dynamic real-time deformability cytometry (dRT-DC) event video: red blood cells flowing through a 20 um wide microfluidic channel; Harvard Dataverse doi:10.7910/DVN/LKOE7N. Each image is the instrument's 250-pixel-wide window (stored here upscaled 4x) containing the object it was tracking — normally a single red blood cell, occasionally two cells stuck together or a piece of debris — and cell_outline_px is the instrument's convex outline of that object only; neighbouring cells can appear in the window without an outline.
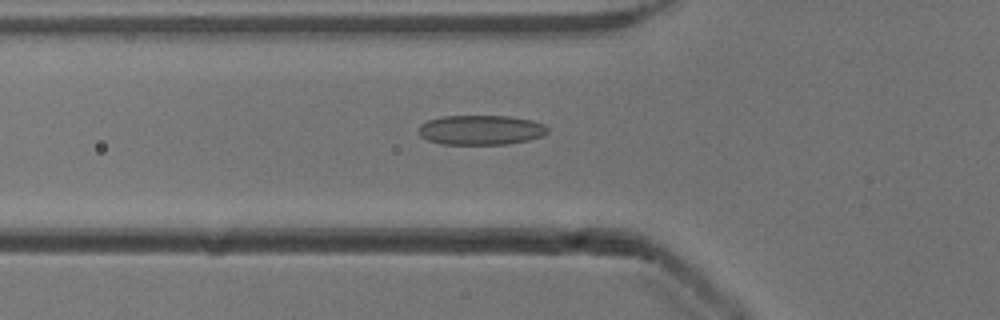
{"species": "common noctule bat (a hibernating species)", "species_latin": "Nyctalus noctula", "temperature_condition": "cold", "stored_images_in_passage": 32, "camera_frame_rate_fps": 3000, "um_per_image_px": 0.085, "animal": {"sex": "male", "body_mass_g": 13.3}, "frame": {"image": 1, "passage_image": 4, "time_ms": 1.0, "image_size_px": [1000, 320], "cell_outline_px": [[548, 132], [544, 136], [528, 140], [508, 144], [440, 144], [428, 140], [420, 136], [420, 124], [428, 120], [444, 116], [508, 116], [532, 120], [544, 124], [548, 128]], "centroid_in_image_um": [40.9, 11.05], "position_along_channel_um": 84.9, "area_um2": 22.37}}
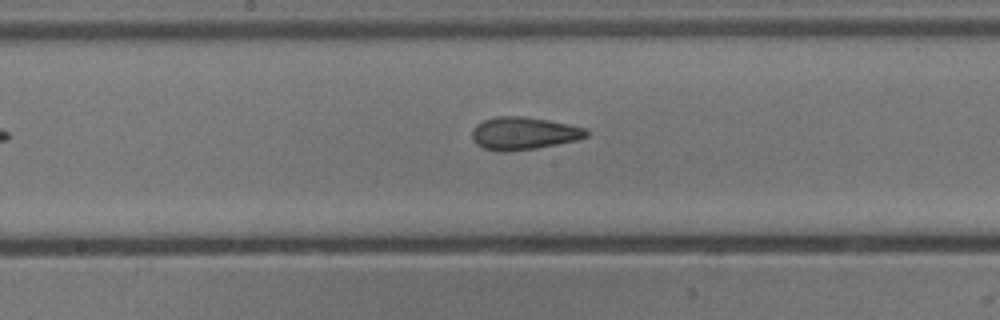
{"frame": {"image": 2, "passage_image": 13, "time_ms": 4.0, "image_size_px": [1000, 320], "cell_outline_px": [[588, 136], [576, 140], [536, 148], [504, 152], [500, 152], [484, 148], [476, 144], [472, 140], [472, 128], [476, 124], [484, 120], [496, 116], [524, 116], [548, 120], [568, 124], [584, 128], [588, 132]], "centroid_in_image_um": [44.46, 11.33], "position_along_channel_um": 203.7, "area_um2": 21.73}}
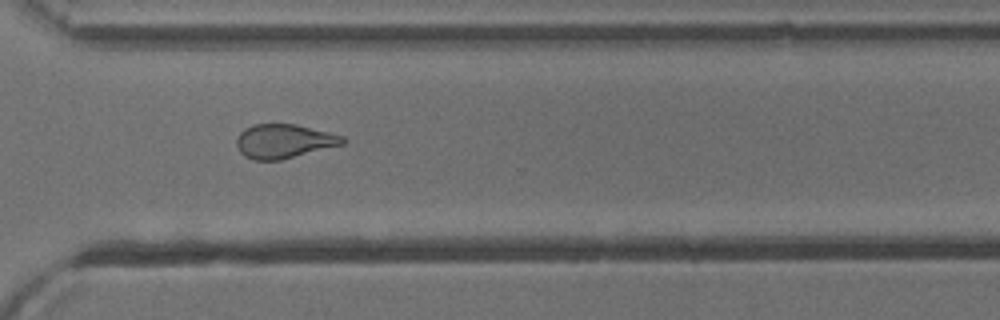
{"frame": {"image": 3, "passage_image": 24, "time_ms": 7.667, "image_size_px": [1000, 320], "cell_outline_px": [[348, 140], [344, 144], [280, 160], [256, 160], [244, 156], [240, 152], [236, 144], [236, 140], [240, 132], [244, 128], [252, 124], [296, 124], [344, 136]], "centroid_in_image_um": [24.13, 11.99], "position_along_channel_um": 346.5, "area_um2": 21.1}, "authors_computed_cell_mechanics": {"area_um2": 21.5305, "velocity_mm_per_s": 3.9144, "shape_relaxation_time_tau1_ms": 8.7781, "shape_relaxation_time_tau2_ms": 1.9709, "deformation_change_tau1": 0.1839, "deformation_change_tau2": 0.0938}}